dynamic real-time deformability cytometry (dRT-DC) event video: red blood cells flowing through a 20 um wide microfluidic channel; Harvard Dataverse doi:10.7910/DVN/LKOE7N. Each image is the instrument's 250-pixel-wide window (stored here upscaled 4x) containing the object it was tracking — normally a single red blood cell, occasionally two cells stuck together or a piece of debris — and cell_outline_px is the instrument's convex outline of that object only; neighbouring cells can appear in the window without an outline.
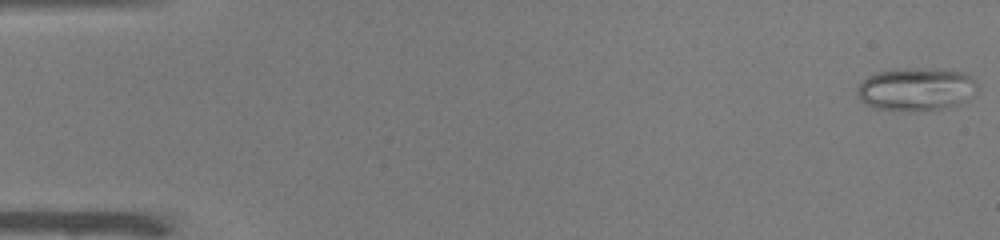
{"species": "common noctule bat (a hibernating species)", "species_latin": "Nyctalus noctula", "temperature_condition": "warm", "stored_images_in_passage": 51, "camera_frame_rate_fps": 3000, "um_per_image_px": 0.085, "animal": {"sex": "male", "body_mass_g": 19.0, "forearm_length_mm": 50.8}, "frame": {"image": 1, "passage_image": 1, "time_ms": 0.0, "image_size_px": [1000, 240], "cell_outline_px": [[976, 88], [964, 100], [956, 104], [940, 108], [912, 112], [908, 112], [876, 108], [860, 100], [856, 96], [856, 88], [868, 76], [876, 72], [896, 68], [916, 68], [964, 72], [972, 76], [976, 80]], "centroid_in_image_um": [77.8, 7.57], "position_along_channel_um": 7.2, "area_um2": 29.94}}
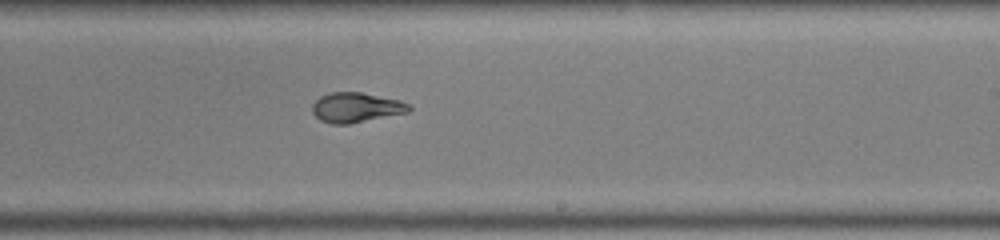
{"frame": {"image": 2, "passage_image": 31, "time_ms": 10.0, "image_size_px": [1000, 240], "cell_outline_px": [[412, 108], [408, 112], [348, 124], [332, 124], [320, 120], [312, 112], [312, 104], [320, 96], [332, 92], [360, 92], [400, 100], [408, 104]], "centroid_in_image_um": [30.25, 9.13], "position_along_channel_um": 258.8, "area_um2": 16.7}}
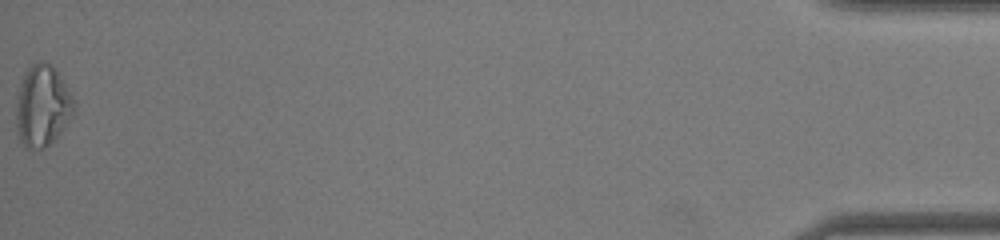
{"frame": {"image": 3, "passage_image": 51, "time_ms": 16.667, "image_size_px": [1000, 240], "cell_outline_px": [[76, 108], [60, 132], [44, 148], [28, 148], [20, 140], [16, 124], [16, 104], [20, 80], [28, 64], [40, 60], [56, 68], [76, 100]], "centroid_in_image_um": [3.6, 8.92], "position_along_channel_um": 431.6, "area_um2": 27.57}, "authors_computed_cell_mechanics": {"area_um2": 18.0914, "velocity_mm_per_s": 4.0077, "shape_relaxation_time_tau1_ms": 9.1326, "shape_relaxation_time_tau2_ms": 0.8601, "deformation_change_tau1": 0.2634, "deformation_change_tau2": 0.0716}}